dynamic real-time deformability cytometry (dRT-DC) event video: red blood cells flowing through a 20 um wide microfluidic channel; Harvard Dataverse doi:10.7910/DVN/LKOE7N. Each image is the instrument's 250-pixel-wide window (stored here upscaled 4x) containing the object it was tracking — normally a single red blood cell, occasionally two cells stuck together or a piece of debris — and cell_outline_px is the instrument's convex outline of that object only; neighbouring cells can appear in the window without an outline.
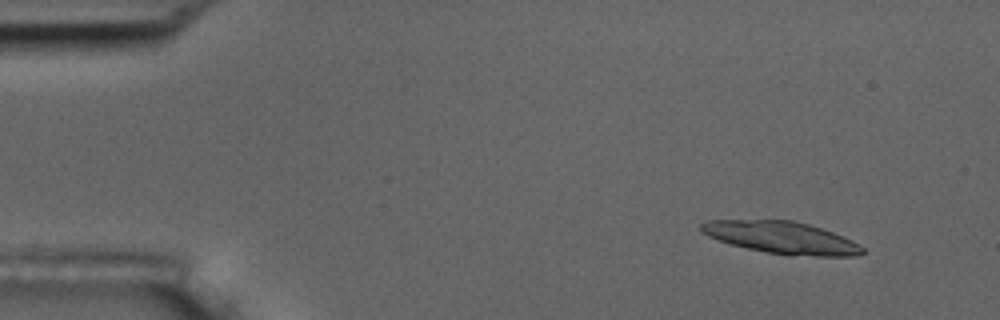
{"species": "common noctule bat (a hibernating species)", "species_latin": "Nyctalus noctula", "temperature_condition": "room temperature", "stored_images_in_passage": 22, "camera_frame_rate_fps": 3000, "um_per_image_px": 0.085, "animal": {"sex": "male", "body_mass_g": 17.5, "forearm_length_mm": 52.3}, "frame": {"image": 1, "passage_image": 6, "time_ms": 1.667, "image_size_px": [1000, 320], "cell_outline_px": [[864, 252], [856, 256], [788, 256], [748, 248], [732, 244], [708, 236], [700, 232], [700, 224], [708, 220], [792, 220], [808, 224], [832, 232], [852, 240], [860, 244], [864, 248]], "centroid_in_image_um": [66.45, 20.2], "position_along_channel_um": 18.6, "area_um2": 30.11}}